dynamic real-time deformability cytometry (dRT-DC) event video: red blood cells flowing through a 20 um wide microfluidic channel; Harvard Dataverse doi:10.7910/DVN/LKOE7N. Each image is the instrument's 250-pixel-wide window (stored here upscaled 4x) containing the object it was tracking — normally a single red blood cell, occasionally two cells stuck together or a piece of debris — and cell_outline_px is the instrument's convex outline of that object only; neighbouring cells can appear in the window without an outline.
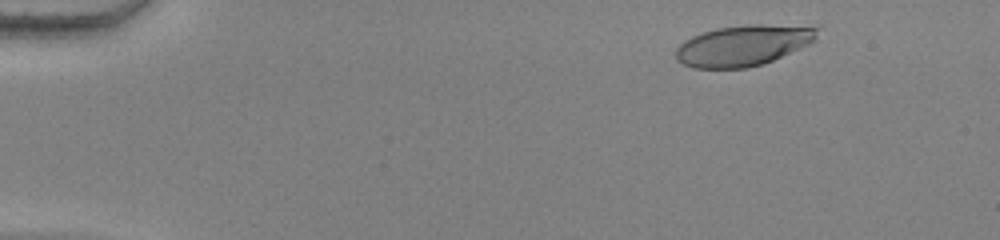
{"species": "human", "species_latin": "Homo sapiens", "temperature_condition": "warm", "stored_images_in_passage": 48, "camera_frame_rate_fps": 3000, "um_per_image_px": 0.085, "donor": {"sex": "female"}, "frame": {"image": 1, "passage_image": 1, "time_ms": 0.0, "image_size_px": [1000, 240], "cell_outline_px": [[820, 28], [816, 40], [808, 44], [772, 60], [748, 68], [692, 68], [676, 60], [676, 48], [684, 40], [692, 36], [716, 28], [748, 24], [760, 24]], "centroid_in_image_um": [63.13, 3.86], "position_along_channel_um": 21.9, "area_um2": 33.29}}
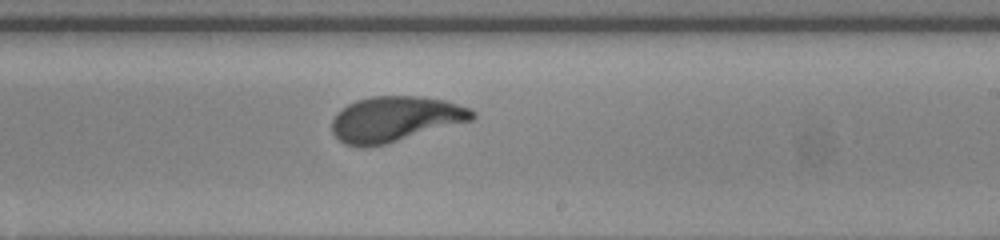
{"frame": {"image": 2, "passage_image": 28, "time_ms": 9.0, "image_size_px": [1000, 240], "cell_outline_px": [[476, 116], [472, 120], [384, 144], [364, 148], [360, 148], [344, 144], [332, 132], [332, 120], [336, 112], [340, 108], [356, 100], [372, 96], [416, 96], [448, 100], [468, 108], [476, 112]], "centroid_in_image_um": [33.55, 10.11], "position_along_channel_um": 255.4, "area_um2": 37.11}}
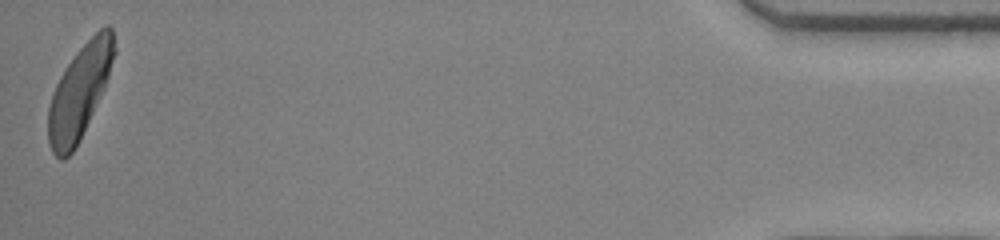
{"frame": {"image": 3, "passage_image": 48, "time_ms": 15.667, "image_size_px": [1000, 240], "cell_outline_px": [[116, 52], [108, 76], [80, 140], [72, 152], [64, 160], [60, 160], [52, 152], [48, 140], [48, 108], [56, 84], [60, 76], [76, 52], [104, 24], [108, 24], [112, 28], [116, 48]], "centroid_in_image_um": [6.76, 7.79], "position_along_channel_um": 428.4, "area_um2": 35.37}, "authors_computed_cell_mechanics": {"area_um2": 36.5007, "velocity_mm_per_s": 3.8445, "shape_relaxation_time_tau1_ms": 2.4334, "shape_relaxation_time_tau2_ms": null, "deformation_change_tau1": 0.1824, "deformation_change_tau2": null}}